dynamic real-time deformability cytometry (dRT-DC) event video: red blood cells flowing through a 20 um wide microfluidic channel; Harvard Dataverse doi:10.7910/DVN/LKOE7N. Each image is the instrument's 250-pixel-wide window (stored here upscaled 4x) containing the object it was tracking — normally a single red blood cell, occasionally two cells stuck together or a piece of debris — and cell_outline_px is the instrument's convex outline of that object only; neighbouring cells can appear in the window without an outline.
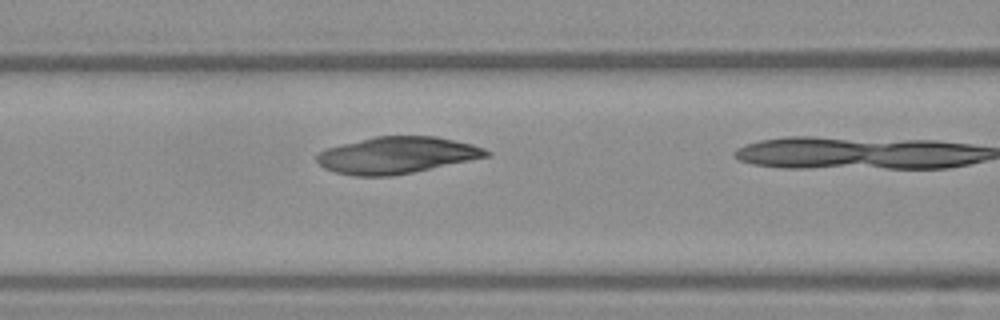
{"species": "Egyptian fruit bat (a non-hibernating species)", "species_latin": "Rousettus aegyptiacus", "temperature_condition": "warm", "stored_images_in_passage": 19, "camera_frame_rate_fps": 3000, "um_per_image_px": 0.085, "frame": {"image": 1, "passage_image": 18, "time_ms": 5.667, "image_size_px": [1000, 320], "cell_outline_px": [[492, 156], [392, 176], [356, 176], [336, 172], [324, 168], [316, 160], [316, 156], [320, 152], [328, 148], [340, 144], [376, 136], [436, 136], [472, 144], [484, 148], [492, 152]], "centroid_in_image_um": [33.76, 13.19], "position_along_channel_um": 132.8, "area_um2": 36.18}}